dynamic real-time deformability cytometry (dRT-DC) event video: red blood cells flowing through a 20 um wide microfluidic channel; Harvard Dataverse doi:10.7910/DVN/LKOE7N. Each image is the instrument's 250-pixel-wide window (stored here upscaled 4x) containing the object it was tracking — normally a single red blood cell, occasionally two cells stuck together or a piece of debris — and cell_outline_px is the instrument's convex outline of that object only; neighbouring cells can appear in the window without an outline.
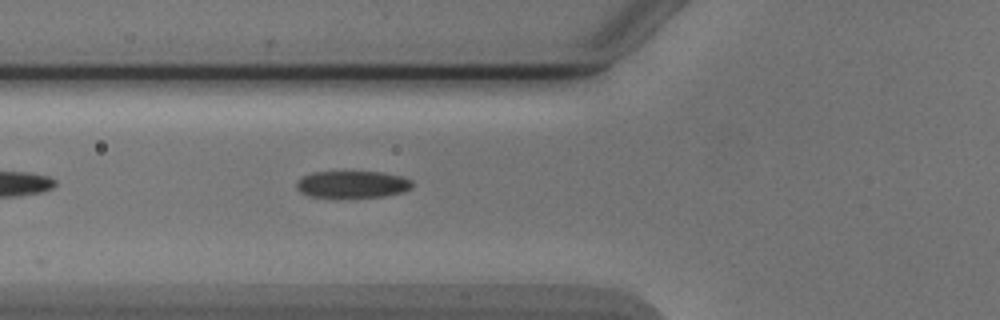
{"species": "Egyptian fruit bat (a non-hibernating species)", "species_latin": "Rousettus aegyptiacus", "temperature_condition": "cold", "stored_images_in_passage": 6, "segment_of_instrument_passage": [2, 2], "camera_frame_rate_fps": 3000, "um_per_image_px": 0.085, "animal": {"sex": "male"}, "frame": {"image": 1, "passage_image": 6, "time_ms": 6.0, "image_size_px": [1000, 320], "cell_outline_px": [[412, 188], [404, 192], [384, 196], [308, 196], [300, 192], [296, 188], [296, 180], [312, 172], [380, 172], [400, 176], [412, 180]], "centroid_in_image_um": [29.95, 15.65], "position_along_channel_um": 95.9, "area_um2": 17.92}}